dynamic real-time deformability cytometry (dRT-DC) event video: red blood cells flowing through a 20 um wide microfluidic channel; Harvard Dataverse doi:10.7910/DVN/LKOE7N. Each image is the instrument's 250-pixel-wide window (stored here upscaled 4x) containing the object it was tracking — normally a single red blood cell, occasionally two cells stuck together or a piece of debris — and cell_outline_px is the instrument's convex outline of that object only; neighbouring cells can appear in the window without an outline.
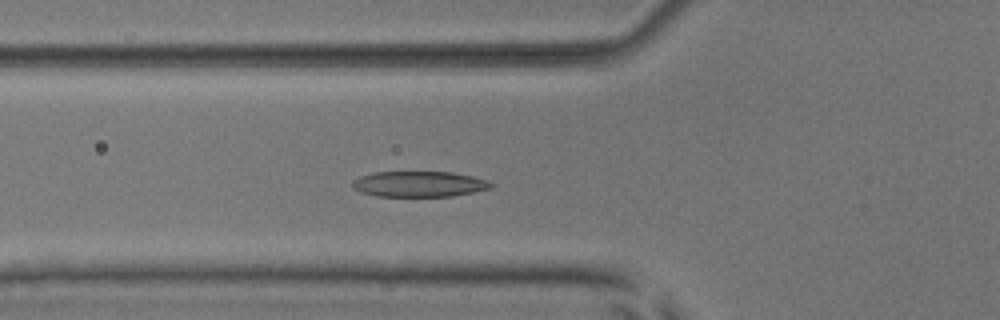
{"species": "common noctule bat (a hibernating species)", "species_latin": "Nyctalus noctula", "temperature_condition": "room temperature", "stored_images_in_passage": 51, "camera_frame_rate_fps": 3000, "um_per_image_px": 0.085, "animal": {"sex": "male", "body_mass_g": 17.9, "forearm_length_mm": 54.2}, "frame": {"image": 1, "passage_image": 19, "time_ms": 6.0, "image_size_px": [1000, 320], "cell_outline_px": [[496, 184], [492, 188], [452, 196], [376, 196], [360, 192], [352, 188], [352, 180], [360, 176], [376, 172], [452, 172], [472, 176], [488, 180]], "centroid_in_image_um": [35.63, 15.64], "position_along_channel_um": 90.2, "area_um2": 20.81}}
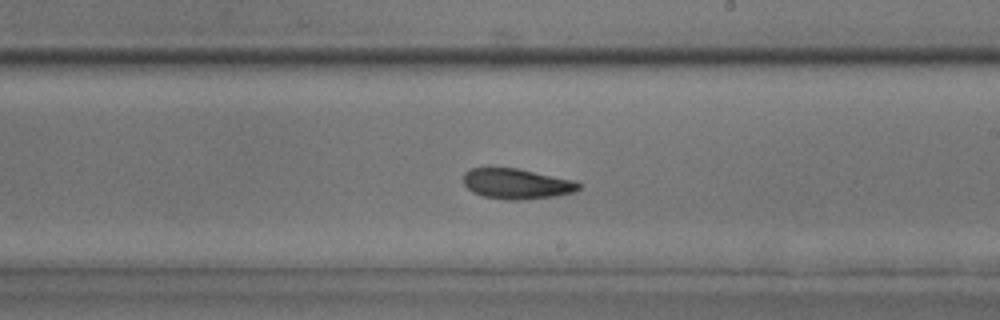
{"frame": {"image": 2, "passage_image": 31, "time_ms": 10.0, "image_size_px": [1000, 320], "cell_outline_px": [[580, 188], [576, 192], [556, 196], [520, 200], [504, 200], [484, 196], [472, 192], [464, 184], [464, 172], [468, 168], [516, 168], [572, 180], [580, 184]], "centroid_in_image_um": [43.9, 15.63], "position_along_channel_um": 245.1, "area_um2": 20.35}}
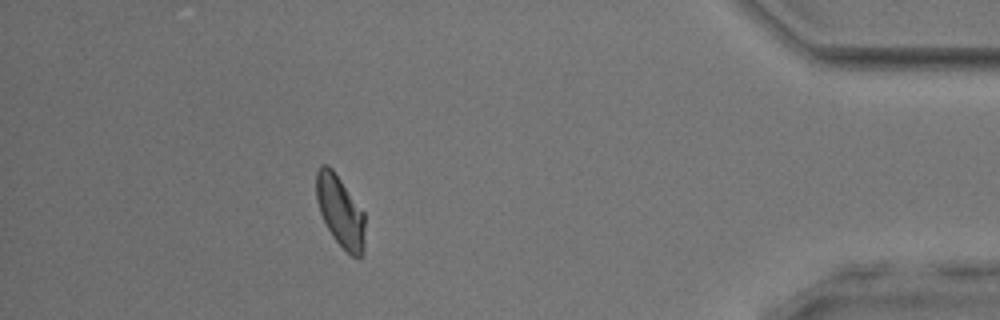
{"frame": {"image": 3, "passage_image": 47, "time_ms": 15.333, "image_size_px": [1000, 320], "cell_outline_px": [[364, 252], [360, 256], [352, 256], [332, 236], [320, 212], [316, 200], [316, 172], [320, 164], [328, 164], [332, 168], [364, 212]], "centroid_in_image_um": [28.91, 17.92], "position_along_channel_um": 406.3, "area_um2": 20.0}}